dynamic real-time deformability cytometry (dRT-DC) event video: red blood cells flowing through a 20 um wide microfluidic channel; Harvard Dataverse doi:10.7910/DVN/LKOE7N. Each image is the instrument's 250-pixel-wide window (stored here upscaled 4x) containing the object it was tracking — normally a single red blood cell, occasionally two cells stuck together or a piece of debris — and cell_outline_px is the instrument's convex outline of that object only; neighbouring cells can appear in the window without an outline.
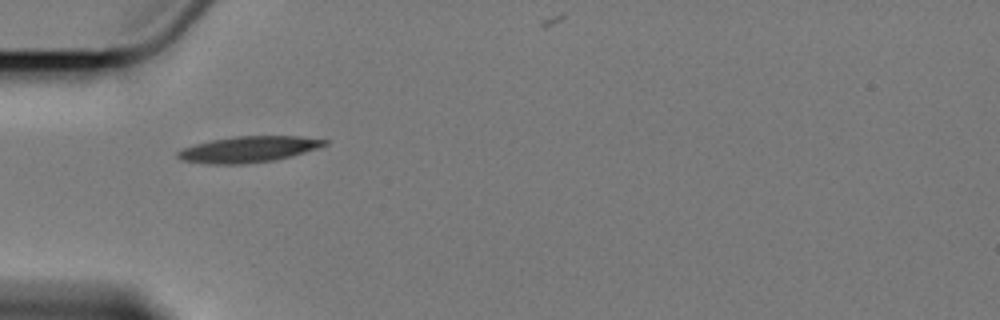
{"species": "Egyptian fruit bat (a non-hibernating species)", "species_latin": "Rousettus aegyptiacus", "temperature_condition": "cold", "stored_images_in_passage": 2, "camera_frame_rate_fps": 3000, "um_per_image_px": 0.085, "animal": {"sex": "female"}, "frame": {"image": 1, "passage_image": 1, "time_ms": 0.0, "image_size_px": [1000, 320], "cell_outline_px": [[328, 144], [304, 152], [272, 160], [244, 164], [208, 164], [180, 160], [176, 156], [176, 152], [184, 148], [196, 144], [212, 140], [236, 136], [300, 136], [328, 140]], "centroid_in_image_um": [21.08, 12.69], "position_along_channel_um": 63.9, "area_um2": 22.02}}
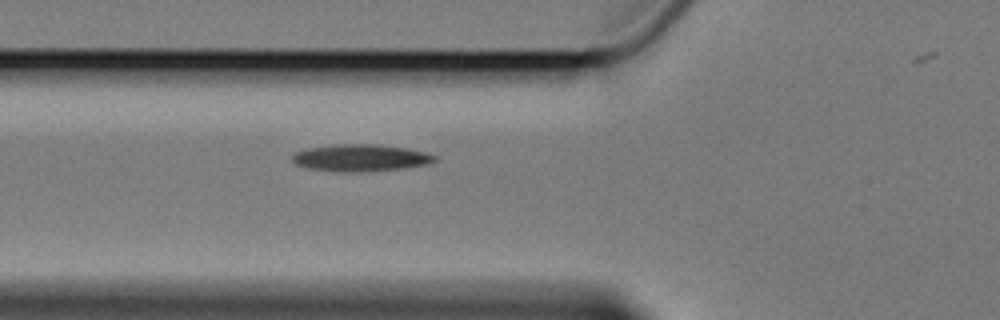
{"frame": {"image": 2, "passage_image": 2, "time_ms": 1.0, "image_size_px": [1000, 320], "cell_outline_px": [[440, 156], [436, 160], [424, 164], [404, 168], [360, 172], [336, 172], [308, 168], [296, 164], [292, 160], [292, 152], [308, 148], [340, 144], [376, 144], [404, 148], [428, 152]], "centroid_in_image_um": [30.64, 13.42], "position_along_channel_um": 95.2, "area_um2": 22.48}}